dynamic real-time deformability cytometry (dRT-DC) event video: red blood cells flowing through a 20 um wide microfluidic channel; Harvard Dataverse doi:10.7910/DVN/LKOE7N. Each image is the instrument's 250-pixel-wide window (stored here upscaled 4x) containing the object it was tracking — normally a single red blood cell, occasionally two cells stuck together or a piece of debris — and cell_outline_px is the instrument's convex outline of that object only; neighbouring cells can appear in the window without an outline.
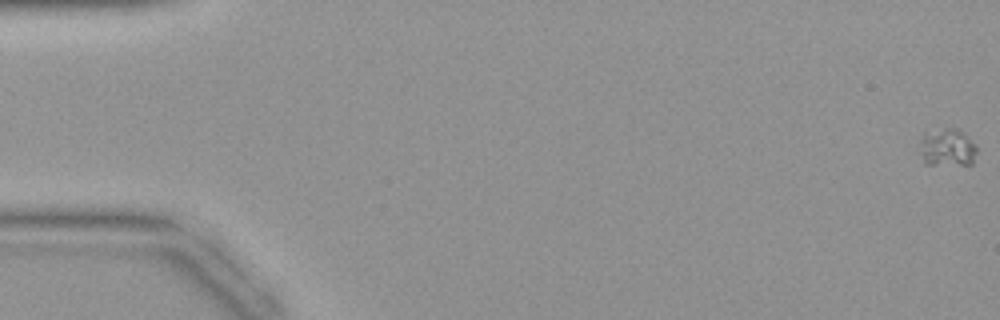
{"species": "common noctule bat (a hibernating species)", "species_latin": "Nyctalus noctula", "temperature_condition": "warm", "stored_images_in_passage": 44, "camera_frame_rate_fps": 3000, "um_per_image_px": 0.085, "animal": {"sex": "female", "body_mass_g": 19.9}, "frame": {"image": 1, "passage_image": 1, "time_ms": 0.0, "image_size_px": [1000, 320], "cell_outline_px": [[976, 152], [972, 164], [924, 164], [920, 152], [920, 140], [924, 132], [948, 128], [960, 128], [976, 144]], "centroid_in_image_um": [80.52, 12.52], "position_along_channel_um": 4.5, "area_um2": 12.72}}
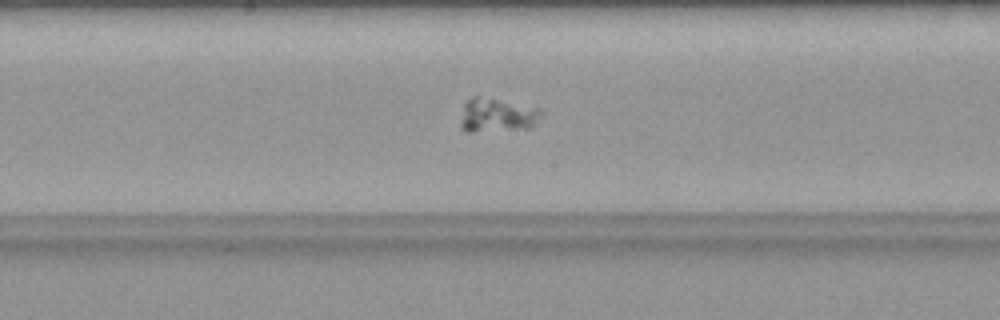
{"frame": {"image": 2, "passage_image": 24, "time_ms": 7.667, "image_size_px": [1000, 320], "cell_outline_px": [[544, 112], [528, 128], [472, 132], [468, 132], [460, 128], [460, 124], [464, 104], [472, 96], [476, 96], [540, 108]], "centroid_in_image_um": [42.21, 9.8], "position_along_channel_um": 206.0, "area_um2": 15.61}}
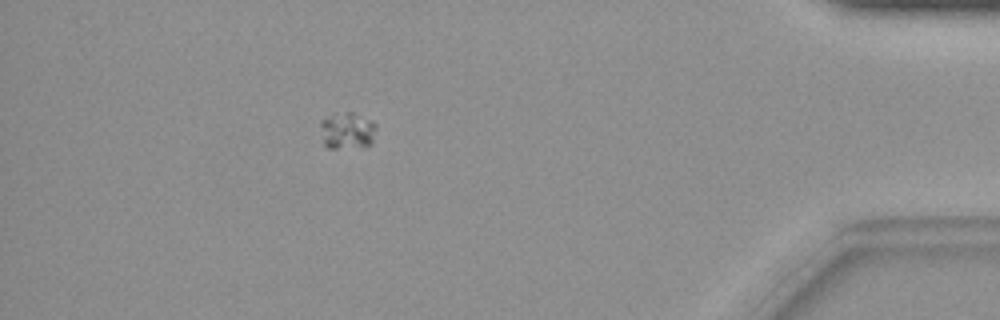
{"frame": {"image": 3, "passage_image": 40, "time_ms": 13.0, "image_size_px": [1000, 320], "cell_outline_px": [[376, 128], [372, 144], [364, 148], [328, 148], [324, 144], [320, 124], [320, 120], [332, 112], [352, 112], [372, 120], [376, 124]], "centroid_in_image_um": [29.52, 11.1], "position_along_channel_um": 405.7, "area_um2": 12.43}}